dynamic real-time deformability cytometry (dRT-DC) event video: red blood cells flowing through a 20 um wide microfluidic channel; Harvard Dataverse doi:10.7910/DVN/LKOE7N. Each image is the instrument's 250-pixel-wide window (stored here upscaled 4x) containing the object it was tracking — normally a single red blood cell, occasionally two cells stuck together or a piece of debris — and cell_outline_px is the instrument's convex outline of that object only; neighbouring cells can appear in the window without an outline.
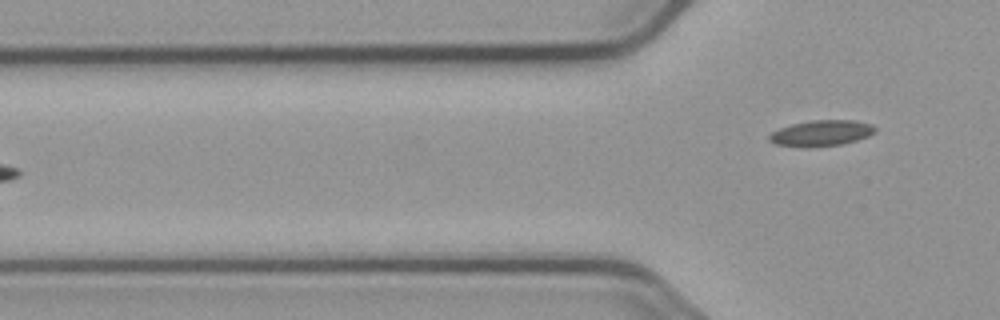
{"species": "common noctule bat (a hibernating species)", "species_latin": "Nyctalus noctula", "temperature_condition": "cold", "stored_images_in_passage": 6, "camera_frame_rate_fps": 3000, "um_per_image_px": 0.085, "animal": {"sex": "male", "body_mass_g": 23.1, "forearm_length_mm": 52.7}, "frame": {"image": 1, "passage_image": 6, "time_ms": 6.0, "image_size_px": [1000, 320], "cell_outline_px": [[876, 132], [868, 136], [856, 140], [840, 144], [776, 144], [768, 140], [768, 136], [772, 132], [780, 128], [792, 124], [812, 120], [852, 120], [872, 124], [876, 128]], "centroid_in_image_um": [69.88, 11.25], "position_along_channel_um": 55.9, "area_um2": 15.03}}